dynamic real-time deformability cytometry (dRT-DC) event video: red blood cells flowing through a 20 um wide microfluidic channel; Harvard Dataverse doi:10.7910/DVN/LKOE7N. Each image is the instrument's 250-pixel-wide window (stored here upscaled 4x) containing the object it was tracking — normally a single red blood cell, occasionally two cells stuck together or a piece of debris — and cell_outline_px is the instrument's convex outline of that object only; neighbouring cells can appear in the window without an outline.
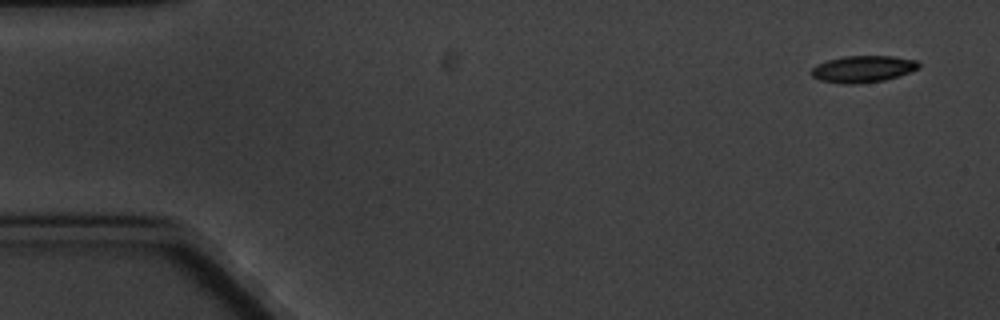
{"species": "common noctule bat (a hibernating species)", "species_latin": "Nyctalus noctula", "temperature_condition": "cold", "stored_images_in_passage": 4, "camera_frame_rate_fps": 3000, "um_per_image_px": 0.085, "animal": {"sex": "male", "body_mass_g": 20.1, "forearm_length_mm": 53.5}, "frame": {"image": 1, "passage_image": 1, "time_ms": 0.0, "image_size_px": [1000, 320], "cell_outline_px": [[920, 68], [884, 80], [856, 84], [844, 84], [820, 80], [812, 76], [812, 68], [816, 64], [828, 60], [844, 56], [892, 56], [916, 60], [920, 64]], "centroid_in_image_um": [73.34, 5.86], "position_along_channel_um": 11.7, "area_um2": 16.59}}